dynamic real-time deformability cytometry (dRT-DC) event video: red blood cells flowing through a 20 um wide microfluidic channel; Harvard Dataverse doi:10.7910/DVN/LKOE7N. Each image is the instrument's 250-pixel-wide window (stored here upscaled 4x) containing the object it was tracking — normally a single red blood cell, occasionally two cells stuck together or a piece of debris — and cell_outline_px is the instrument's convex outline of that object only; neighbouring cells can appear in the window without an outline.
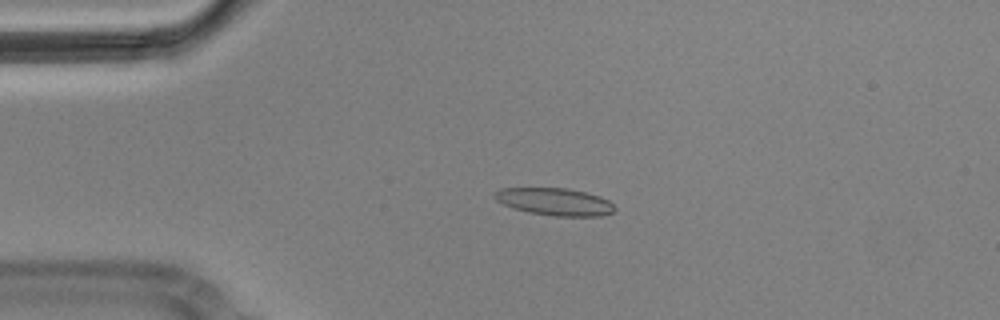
{"species": "Egyptian fruit bat (a non-hibernating species)", "species_latin": "Rousettus aegyptiacus", "temperature_condition": "cold", "stored_images_in_passage": 4, "camera_frame_rate_fps": 3000, "um_per_image_px": 0.085, "animal": {"sex": "male"}, "frame": {"image": 1, "passage_image": 3, "time_ms": 0.667, "image_size_px": [1000, 320], "cell_outline_px": [[616, 208], [612, 212], [600, 216], [552, 216], [528, 212], [512, 208], [496, 200], [492, 196], [492, 192], [500, 188], [568, 188], [600, 196], [608, 200]], "centroid_in_image_um": [47.11, 17.14], "position_along_channel_um": 37.9, "area_um2": 19.25}}